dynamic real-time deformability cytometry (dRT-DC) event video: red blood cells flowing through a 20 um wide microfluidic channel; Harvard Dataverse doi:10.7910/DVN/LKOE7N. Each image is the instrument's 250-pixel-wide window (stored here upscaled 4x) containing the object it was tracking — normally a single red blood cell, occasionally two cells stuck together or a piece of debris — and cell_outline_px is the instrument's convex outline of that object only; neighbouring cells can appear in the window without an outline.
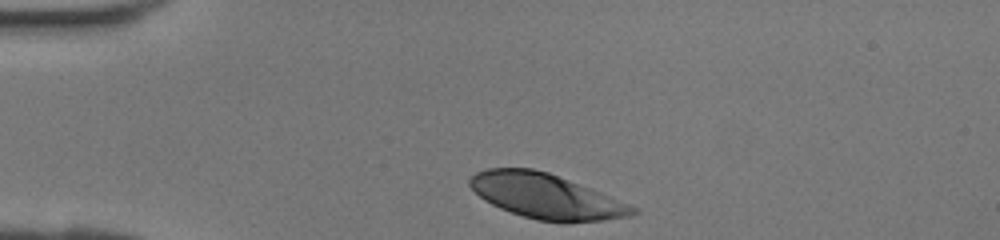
{"species": "human", "species_latin": "Homo sapiens", "temperature_condition": "room temperature", "stored_images_in_passage": 26, "camera_frame_rate_fps": 3000, "um_per_image_px": 0.085, "donor": {"sex": "female"}, "frame": {"image": 1, "passage_image": 1, "time_ms": 0.0, "image_size_px": [1000, 240], "cell_outline_px": [[640, 212], [632, 216], [604, 220], [568, 224], [564, 224], [536, 220], [500, 208], [484, 200], [468, 184], [468, 180], [476, 172], [488, 168], [532, 168], [548, 172], [600, 192], [640, 208]], "centroid_in_image_um": [46.47, 16.71], "position_along_channel_um": 38.5, "area_um2": 42.89}}
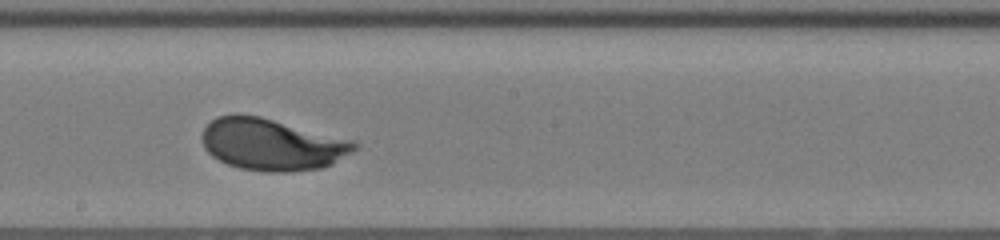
{"frame": {"image": 2, "passage_image": 15, "time_ms": 4.667, "image_size_px": [1000, 240], "cell_outline_px": [[360, 148], [332, 164], [324, 168], [288, 172], [268, 172], [240, 168], [228, 164], [212, 156], [204, 148], [200, 136], [204, 128], [216, 116], [236, 112], [260, 116], [356, 140], [360, 144]], "centroid_in_image_um": [23.15, 12.26], "position_along_channel_um": 225.1, "area_um2": 46.88}}
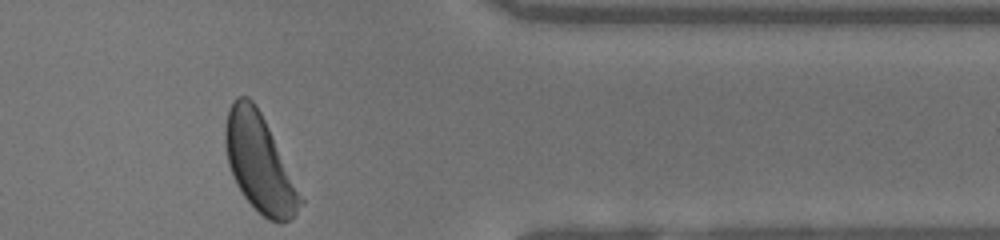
{"frame": {"image": 3, "passage_image": 26, "time_ms": 8.333, "image_size_px": [1000, 240], "cell_outline_px": [[304, 204], [288, 220], [280, 224], [268, 220], [244, 196], [236, 184], [232, 176], [228, 164], [224, 140], [224, 128], [228, 112], [236, 96], [248, 96], [256, 104], [304, 200]], "centroid_in_image_um": [22.03, 13.87], "position_along_channel_um": 389.4, "area_um2": 41.85}}